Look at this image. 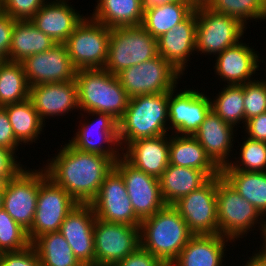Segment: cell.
<instances>
[{"instance_id":"cell-1","label":"cell","mask_w":266,"mask_h":266,"mask_svg":"<svg viewBox=\"0 0 266 266\" xmlns=\"http://www.w3.org/2000/svg\"><path fill=\"white\" fill-rule=\"evenodd\" d=\"M48 159L43 167L56 185L62 187L78 204H90L118 158L74 148L69 142Z\"/></svg>"},{"instance_id":"cell-2","label":"cell","mask_w":266,"mask_h":266,"mask_svg":"<svg viewBox=\"0 0 266 266\" xmlns=\"http://www.w3.org/2000/svg\"><path fill=\"white\" fill-rule=\"evenodd\" d=\"M168 99L169 92L129 99L128 106L118 121L122 152L133 141L169 134Z\"/></svg>"},{"instance_id":"cell-3","label":"cell","mask_w":266,"mask_h":266,"mask_svg":"<svg viewBox=\"0 0 266 266\" xmlns=\"http://www.w3.org/2000/svg\"><path fill=\"white\" fill-rule=\"evenodd\" d=\"M140 247L169 266L194 235L179 212L165 205L140 222Z\"/></svg>"},{"instance_id":"cell-4","label":"cell","mask_w":266,"mask_h":266,"mask_svg":"<svg viewBox=\"0 0 266 266\" xmlns=\"http://www.w3.org/2000/svg\"><path fill=\"white\" fill-rule=\"evenodd\" d=\"M75 80L80 111L102 112L117 121L121 119L130 98L116 75L105 69H80Z\"/></svg>"},{"instance_id":"cell-5","label":"cell","mask_w":266,"mask_h":266,"mask_svg":"<svg viewBox=\"0 0 266 266\" xmlns=\"http://www.w3.org/2000/svg\"><path fill=\"white\" fill-rule=\"evenodd\" d=\"M216 198L218 234L235 242L238 238H245L244 235L247 236L250 231L255 230L258 224L261 232L266 227V218L242 198L221 173L217 175Z\"/></svg>"},{"instance_id":"cell-6","label":"cell","mask_w":266,"mask_h":266,"mask_svg":"<svg viewBox=\"0 0 266 266\" xmlns=\"http://www.w3.org/2000/svg\"><path fill=\"white\" fill-rule=\"evenodd\" d=\"M158 55L157 39L141 25L112 28L104 69L117 75Z\"/></svg>"},{"instance_id":"cell-7","label":"cell","mask_w":266,"mask_h":266,"mask_svg":"<svg viewBox=\"0 0 266 266\" xmlns=\"http://www.w3.org/2000/svg\"><path fill=\"white\" fill-rule=\"evenodd\" d=\"M116 76L129 98H133L146 94L168 93L178 87L183 74L158 54L122 70Z\"/></svg>"},{"instance_id":"cell-8","label":"cell","mask_w":266,"mask_h":266,"mask_svg":"<svg viewBox=\"0 0 266 266\" xmlns=\"http://www.w3.org/2000/svg\"><path fill=\"white\" fill-rule=\"evenodd\" d=\"M110 34L109 27L85 15L64 43L76 70L104 69Z\"/></svg>"},{"instance_id":"cell-9","label":"cell","mask_w":266,"mask_h":266,"mask_svg":"<svg viewBox=\"0 0 266 266\" xmlns=\"http://www.w3.org/2000/svg\"><path fill=\"white\" fill-rule=\"evenodd\" d=\"M78 203L60 186L56 185L42 167L39 168V193L31 228L27 231L32 243L49 232H59L67 215Z\"/></svg>"},{"instance_id":"cell-10","label":"cell","mask_w":266,"mask_h":266,"mask_svg":"<svg viewBox=\"0 0 266 266\" xmlns=\"http://www.w3.org/2000/svg\"><path fill=\"white\" fill-rule=\"evenodd\" d=\"M196 52L219 55L225 49L238 44L247 29L237 19L216 13L209 7L196 8Z\"/></svg>"},{"instance_id":"cell-11","label":"cell","mask_w":266,"mask_h":266,"mask_svg":"<svg viewBox=\"0 0 266 266\" xmlns=\"http://www.w3.org/2000/svg\"><path fill=\"white\" fill-rule=\"evenodd\" d=\"M140 247V227L96 218L94 224L95 266H113Z\"/></svg>"},{"instance_id":"cell-12","label":"cell","mask_w":266,"mask_h":266,"mask_svg":"<svg viewBox=\"0 0 266 266\" xmlns=\"http://www.w3.org/2000/svg\"><path fill=\"white\" fill-rule=\"evenodd\" d=\"M216 194L217 176L172 204L194 235L218 234Z\"/></svg>"},{"instance_id":"cell-13","label":"cell","mask_w":266,"mask_h":266,"mask_svg":"<svg viewBox=\"0 0 266 266\" xmlns=\"http://www.w3.org/2000/svg\"><path fill=\"white\" fill-rule=\"evenodd\" d=\"M114 169L122 176L132 208L141 221L166 205L158 178L135 168L123 156L115 161Z\"/></svg>"},{"instance_id":"cell-14","label":"cell","mask_w":266,"mask_h":266,"mask_svg":"<svg viewBox=\"0 0 266 266\" xmlns=\"http://www.w3.org/2000/svg\"><path fill=\"white\" fill-rule=\"evenodd\" d=\"M86 113L89 116H96V119L88 121L85 115L86 119L83 123L80 122L82 125L80 124L78 127L75 136L68 140L69 143L80 151L96 153L109 158H120L122 153L119 151L122 149L119 143L118 121L107 113Z\"/></svg>"},{"instance_id":"cell-15","label":"cell","mask_w":266,"mask_h":266,"mask_svg":"<svg viewBox=\"0 0 266 266\" xmlns=\"http://www.w3.org/2000/svg\"><path fill=\"white\" fill-rule=\"evenodd\" d=\"M185 89L177 93V89L174 88L169 92L168 125L170 134L172 132L177 135H194L211 110L210 96L198 89L187 90L186 86Z\"/></svg>"},{"instance_id":"cell-16","label":"cell","mask_w":266,"mask_h":266,"mask_svg":"<svg viewBox=\"0 0 266 266\" xmlns=\"http://www.w3.org/2000/svg\"><path fill=\"white\" fill-rule=\"evenodd\" d=\"M96 218L117 224L140 226L122 176L113 168L90 203Z\"/></svg>"},{"instance_id":"cell-17","label":"cell","mask_w":266,"mask_h":266,"mask_svg":"<svg viewBox=\"0 0 266 266\" xmlns=\"http://www.w3.org/2000/svg\"><path fill=\"white\" fill-rule=\"evenodd\" d=\"M39 193V169L25 167L5 184L3 209L27 231L33 224Z\"/></svg>"},{"instance_id":"cell-18","label":"cell","mask_w":266,"mask_h":266,"mask_svg":"<svg viewBox=\"0 0 266 266\" xmlns=\"http://www.w3.org/2000/svg\"><path fill=\"white\" fill-rule=\"evenodd\" d=\"M21 64L29 86L73 81L77 71L65 44H55L47 51L25 58Z\"/></svg>"},{"instance_id":"cell-19","label":"cell","mask_w":266,"mask_h":266,"mask_svg":"<svg viewBox=\"0 0 266 266\" xmlns=\"http://www.w3.org/2000/svg\"><path fill=\"white\" fill-rule=\"evenodd\" d=\"M96 216L90 204H78L60 226L61 233L83 266H95L94 224Z\"/></svg>"},{"instance_id":"cell-20","label":"cell","mask_w":266,"mask_h":266,"mask_svg":"<svg viewBox=\"0 0 266 266\" xmlns=\"http://www.w3.org/2000/svg\"><path fill=\"white\" fill-rule=\"evenodd\" d=\"M255 51L251 46L243 43V40L238 44L231 46L219 55L215 56L216 76L226 82L227 85H242L257 78H252L259 69V64L264 59H260L259 52ZM258 54V55H257Z\"/></svg>"},{"instance_id":"cell-21","label":"cell","mask_w":266,"mask_h":266,"mask_svg":"<svg viewBox=\"0 0 266 266\" xmlns=\"http://www.w3.org/2000/svg\"><path fill=\"white\" fill-rule=\"evenodd\" d=\"M29 99L41 120L79 110L76 80L30 86Z\"/></svg>"},{"instance_id":"cell-22","label":"cell","mask_w":266,"mask_h":266,"mask_svg":"<svg viewBox=\"0 0 266 266\" xmlns=\"http://www.w3.org/2000/svg\"><path fill=\"white\" fill-rule=\"evenodd\" d=\"M48 1L30 21L55 43L64 44L85 16L69 5V0Z\"/></svg>"},{"instance_id":"cell-23","label":"cell","mask_w":266,"mask_h":266,"mask_svg":"<svg viewBox=\"0 0 266 266\" xmlns=\"http://www.w3.org/2000/svg\"><path fill=\"white\" fill-rule=\"evenodd\" d=\"M196 25L195 9L185 20L157 38L158 54L183 75L190 55L196 51Z\"/></svg>"},{"instance_id":"cell-24","label":"cell","mask_w":266,"mask_h":266,"mask_svg":"<svg viewBox=\"0 0 266 266\" xmlns=\"http://www.w3.org/2000/svg\"><path fill=\"white\" fill-rule=\"evenodd\" d=\"M236 131L211 109L193 136L204 148L206 155L221 170L231 162L230 153L233 152Z\"/></svg>"},{"instance_id":"cell-25","label":"cell","mask_w":266,"mask_h":266,"mask_svg":"<svg viewBox=\"0 0 266 266\" xmlns=\"http://www.w3.org/2000/svg\"><path fill=\"white\" fill-rule=\"evenodd\" d=\"M169 136L139 139L131 142L122 156L135 168L160 178L169 165Z\"/></svg>"},{"instance_id":"cell-26","label":"cell","mask_w":266,"mask_h":266,"mask_svg":"<svg viewBox=\"0 0 266 266\" xmlns=\"http://www.w3.org/2000/svg\"><path fill=\"white\" fill-rule=\"evenodd\" d=\"M228 242L234 241L220 234L193 235L169 266H223Z\"/></svg>"},{"instance_id":"cell-27","label":"cell","mask_w":266,"mask_h":266,"mask_svg":"<svg viewBox=\"0 0 266 266\" xmlns=\"http://www.w3.org/2000/svg\"><path fill=\"white\" fill-rule=\"evenodd\" d=\"M172 135V136H171ZM169 135V164L204 171L210 178L221 170L206 155L193 135Z\"/></svg>"},{"instance_id":"cell-28","label":"cell","mask_w":266,"mask_h":266,"mask_svg":"<svg viewBox=\"0 0 266 266\" xmlns=\"http://www.w3.org/2000/svg\"><path fill=\"white\" fill-rule=\"evenodd\" d=\"M209 179L204 171L169 164L159 178L162 199L166 205H172Z\"/></svg>"},{"instance_id":"cell-29","label":"cell","mask_w":266,"mask_h":266,"mask_svg":"<svg viewBox=\"0 0 266 266\" xmlns=\"http://www.w3.org/2000/svg\"><path fill=\"white\" fill-rule=\"evenodd\" d=\"M91 17L106 27L140 26L143 21L142 0H97Z\"/></svg>"},{"instance_id":"cell-30","label":"cell","mask_w":266,"mask_h":266,"mask_svg":"<svg viewBox=\"0 0 266 266\" xmlns=\"http://www.w3.org/2000/svg\"><path fill=\"white\" fill-rule=\"evenodd\" d=\"M55 43L38 30L30 20H16L13 26L8 61L22 62L25 58L51 49Z\"/></svg>"},{"instance_id":"cell-31","label":"cell","mask_w":266,"mask_h":266,"mask_svg":"<svg viewBox=\"0 0 266 266\" xmlns=\"http://www.w3.org/2000/svg\"><path fill=\"white\" fill-rule=\"evenodd\" d=\"M194 10L187 1L144 7L141 26L157 39L185 20Z\"/></svg>"},{"instance_id":"cell-32","label":"cell","mask_w":266,"mask_h":266,"mask_svg":"<svg viewBox=\"0 0 266 266\" xmlns=\"http://www.w3.org/2000/svg\"><path fill=\"white\" fill-rule=\"evenodd\" d=\"M3 108L8 114L14 135L21 146L30 145L40 138L39 135L43 132V127H46V123L41 120L29 98L23 102L5 105Z\"/></svg>"},{"instance_id":"cell-33","label":"cell","mask_w":266,"mask_h":266,"mask_svg":"<svg viewBox=\"0 0 266 266\" xmlns=\"http://www.w3.org/2000/svg\"><path fill=\"white\" fill-rule=\"evenodd\" d=\"M222 177L264 217H266V171L221 169Z\"/></svg>"},{"instance_id":"cell-34","label":"cell","mask_w":266,"mask_h":266,"mask_svg":"<svg viewBox=\"0 0 266 266\" xmlns=\"http://www.w3.org/2000/svg\"><path fill=\"white\" fill-rule=\"evenodd\" d=\"M31 244L38 254L41 266H83L59 232L42 234Z\"/></svg>"},{"instance_id":"cell-35","label":"cell","mask_w":266,"mask_h":266,"mask_svg":"<svg viewBox=\"0 0 266 266\" xmlns=\"http://www.w3.org/2000/svg\"><path fill=\"white\" fill-rule=\"evenodd\" d=\"M29 92L21 62L0 61V107L27 100Z\"/></svg>"},{"instance_id":"cell-36","label":"cell","mask_w":266,"mask_h":266,"mask_svg":"<svg viewBox=\"0 0 266 266\" xmlns=\"http://www.w3.org/2000/svg\"><path fill=\"white\" fill-rule=\"evenodd\" d=\"M211 109L222 120L237 128L242 121L244 123V95L242 85H225L216 94L215 99H210ZM238 124V125H237Z\"/></svg>"},{"instance_id":"cell-37","label":"cell","mask_w":266,"mask_h":266,"mask_svg":"<svg viewBox=\"0 0 266 266\" xmlns=\"http://www.w3.org/2000/svg\"><path fill=\"white\" fill-rule=\"evenodd\" d=\"M208 7L237 19L244 26L253 19L256 22L266 19V0H212Z\"/></svg>"},{"instance_id":"cell-38","label":"cell","mask_w":266,"mask_h":266,"mask_svg":"<svg viewBox=\"0 0 266 266\" xmlns=\"http://www.w3.org/2000/svg\"><path fill=\"white\" fill-rule=\"evenodd\" d=\"M246 139V140H245ZM240 146L239 160L235 157L222 169L239 171L265 172L266 171V143L244 137Z\"/></svg>"},{"instance_id":"cell-39","label":"cell","mask_w":266,"mask_h":266,"mask_svg":"<svg viewBox=\"0 0 266 266\" xmlns=\"http://www.w3.org/2000/svg\"><path fill=\"white\" fill-rule=\"evenodd\" d=\"M31 245L27 230L15 222L4 210H0V251H20Z\"/></svg>"},{"instance_id":"cell-40","label":"cell","mask_w":266,"mask_h":266,"mask_svg":"<svg viewBox=\"0 0 266 266\" xmlns=\"http://www.w3.org/2000/svg\"><path fill=\"white\" fill-rule=\"evenodd\" d=\"M244 125L247 120L266 112V80H252L243 84Z\"/></svg>"},{"instance_id":"cell-41","label":"cell","mask_w":266,"mask_h":266,"mask_svg":"<svg viewBox=\"0 0 266 266\" xmlns=\"http://www.w3.org/2000/svg\"><path fill=\"white\" fill-rule=\"evenodd\" d=\"M47 0H0V11L15 20H30Z\"/></svg>"},{"instance_id":"cell-42","label":"cell","mask_w":266,"mask_h":266,"mask_svg":"<svg viewBox=\"0 0 266 266\" xmlns=\"http://www.w3.org/2000/svg\"><path fill=\"white\" fill-rule=\"evenodd\" d=\"M0 266H41L38 254L31 244L20 251L3 252Z\"/></svg>"},{"instance_id":"cell-43","label":"cell","mask_w":266,"mask_h":266,"mask_svg":"<svg viewBox=\"0 0 266 266\" xmlns=\"http://www.w3.org/2000/svg\"><path fill=\"white\" fill-rule=\"evenodd\" d=\"M16 152L0 146V184H6L25 167L17 161Z\"/></svg>"},{"instance_id":"cell-44","label":"cell","mask_w":266,"mask_h":266,"mask_svg":"<svg viewBox=\"0 0 266 266\" xmlns=\"http://www.w3.org/2000/svg\"><path fill=\"white\" fill-rule=\"evenodd\" d=\"M113 266H166L159 258L139 247L135 252L129 254L123 260L116 262Z\"/></svg>"},{"instance_id":"cell-45","label":"cell","mask_w":266,"mask_h":266,"mask_svg":"<svg viewBox=\"0 0 266 266\" xmlns=\"http://www.w3.org/2000/svg\"><path fill=\"white\" fill-rule=\"evenodd\" d=\"M16 20L0 11V61H8L13 26Z\"/></svg>"},{"instance_id":"cell-46","label":"cell","mask_w":266,"mask_h":266,"mask_svg":"<svg viewBox=\"0 0 266 266\" xmlns=\"http://www.w3.org/2000/svg\"><path fill=\"white\" fill-rule=\"evenodd\" d=\"M19 145L6 110L0 107V146L17 152Z\"/></svg>"},{"instance_id":"cell-47","label":"cell","mask_w":266,"mask_h":266,"mask_svg":"<svg viewBox=\"0 0 266 266\" xmlns=\"http://www.w3.org/2000/svg\"><path fill=\"white\" fill-rule=\"evenodd\" d=\"M244 128L246 137L266 143V112L247 120Z\"/></svg>"},{"instance_id":"cell-48","label":"cell","mask_w":266,"mask_h":266,"mask_svg":"<svg viewBox=\"0 0 266 266\" xmlns=\"http://www.w3.org/2000/svg\"><path fill=\"white\" fill-rule=\"evenodd\" d=\"M251 255L243 266H266V257L257 248Z\"/></svg>"},{"instance_id":"cell-49","label":"cell","mask_w":266,"mask_h":266,"mask_svg":"<svg viewBox=\"0 0 266 266\" xmlns=\"http://www.w3.org/2000/svg\"><path fill=\"white\" fill-rule=\"evenodd\" d=\"M177 1H186V0H142V3L144 7H151L154 5L166 4Z\"/></svg>"},{"instance_id":"cell-50","label":"cell","mask_w":266,"mask_h":266,"mask_svg":"<svg viewBox=\"0 0 266 266\" xmlns=\"http://www.w3.org/2000/svg\"><path fill=\"white\" fill-rule=\"evenodd\" d=\"M194 9L208 7L212 0H186Z\"/></svg>"},{"instance_id":"cell-51","label":"cell","mask_w":266,"mask_h":266,"mask_svg":"<svg viewBox=\"0 0 266 266\" xmlns=\"http://www.w3.org/2000/svg\"><path fill=\"white\" fill-rule=\"evenodd\" d=\"M260 234H261V238H263L262 240L263 244L261 245V249L258 251L266 257V227L263 229L262 232H260Z\"/></svg>"},{"instance_id":"cell-52","label":"cell","mask_w":266,"mask_h":266,"mask_svg":"<svg viewBox=\"0 0 266 266\" xmlns=\"http://www.w3.org/2000/svg\"><path fill=\"white\" fill-rule=\"evenodd\" d=\"M5 184H0V210L3 209Z\"/></svg>"}]
</instances>
